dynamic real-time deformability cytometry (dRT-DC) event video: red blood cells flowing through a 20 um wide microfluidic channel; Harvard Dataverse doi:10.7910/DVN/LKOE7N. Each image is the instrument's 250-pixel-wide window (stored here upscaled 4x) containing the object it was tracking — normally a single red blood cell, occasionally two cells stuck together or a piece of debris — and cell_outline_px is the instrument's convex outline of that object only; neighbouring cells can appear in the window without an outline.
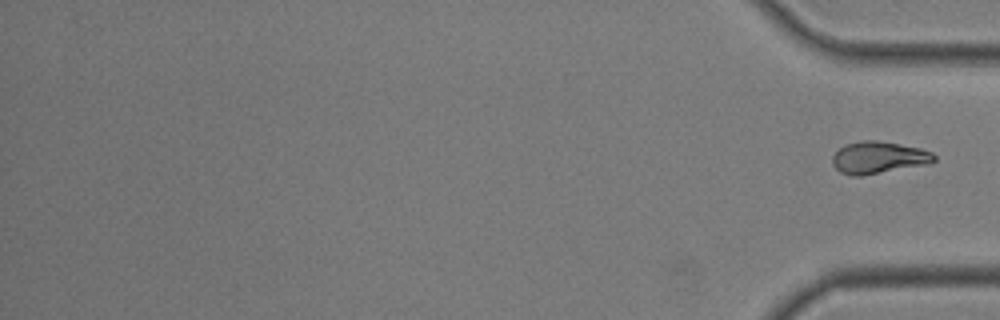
{"species": "common noctule bat (a hibernating species)", "species_latin": "Nyctalus noctula", "temperature_condition": "room temperature", "stored_images_in_passage": 37, "segment_of_instrument_passage": [2, 2], "camera_frame_rate_fps": 3000, "um_per_image_px": 0.085, "animal": {"sex": "male", "body_mass_g": 19.0, "forearm_length_mm": 50.8}, "frame": {"image": 1, "passage_image": 37, "time_ms": 12.0, "image_size_px": [1000, 320], "cell_outline_px": [[936, 160], [932, 164], [860, 176], [852, 176], [840, 172], [832, 164], [832, 156], [844, 144], [864, 140], [876, 140], [900, 144], [920, 148], [932, 152], [936, 156]], "centroid_in_image_um": [74.71, 13.4], "position_along_channel_um": 360.5, "area_um2": 19.25}}